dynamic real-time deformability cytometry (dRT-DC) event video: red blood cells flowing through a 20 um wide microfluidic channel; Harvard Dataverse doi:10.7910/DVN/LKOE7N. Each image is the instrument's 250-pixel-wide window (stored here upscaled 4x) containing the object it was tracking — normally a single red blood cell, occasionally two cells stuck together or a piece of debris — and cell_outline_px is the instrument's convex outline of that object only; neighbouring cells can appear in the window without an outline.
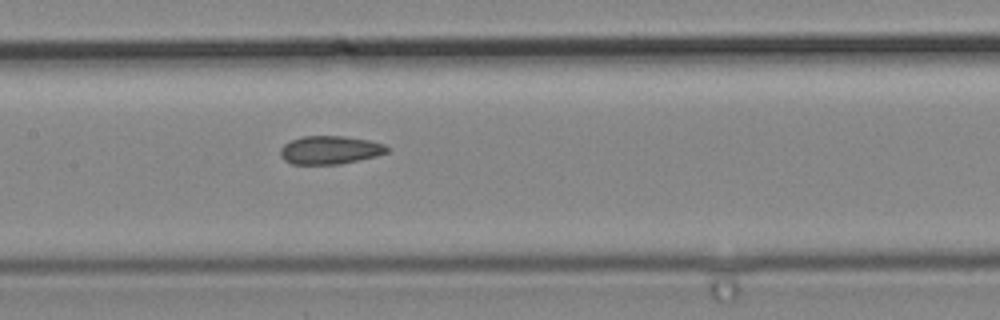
{"species": "common noctule bat (a hibernating species)", "species_latin": "Nyctalus noctula", "temperature_condition": "cold", "stored_images_in_passage": 7, "camera_frame_rate_fps": 3000, "um_per_image_px": 0.085, "animal": {"sex": "male", "body_mass_g": 19.2, "forearm_length_mm": 51.8}, "frame": {"image": 1, "passage_image": 7, "time_ms": 2.0, "image_size_px": [1000, 320], "cell_outline_px": [[388, 152], [376, 156], [360, 160], [340, 164], [292, 164], [284, 160], [280, 156], [280, 148], [284, 144], [292, 140], [304, 136], [344, 136], [368, 140], [384, 144], [388, 148]], "centroid_in_image_um": [28.04, 12.75], "position_along_channel_um": 179.4, "area_um2": 17.57}}